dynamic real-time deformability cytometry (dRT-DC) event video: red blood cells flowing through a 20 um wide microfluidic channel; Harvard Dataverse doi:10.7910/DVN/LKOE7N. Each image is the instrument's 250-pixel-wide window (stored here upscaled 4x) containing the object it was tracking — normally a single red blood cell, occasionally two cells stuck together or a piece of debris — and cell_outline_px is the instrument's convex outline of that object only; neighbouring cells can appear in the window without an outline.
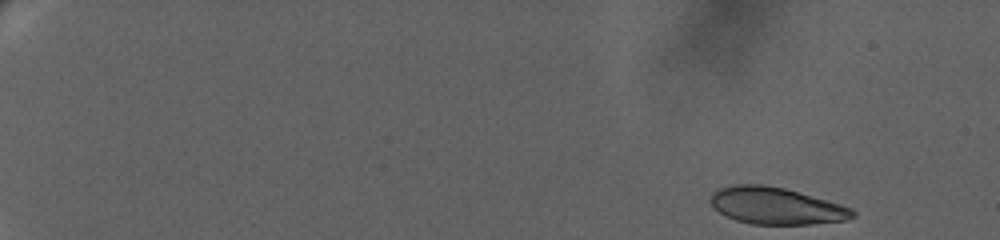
{"species": "human", "species_latin": "Homo sapiens", "temperature_condition": "warm", "stored_images_in_passage": 126, "camera_frame_rate_fps": 3000, "um_per_image_px": 0.085, "donor": {"sex": "female"}, "frame": {"image": 1, "passage_image": 1, "time_ms": 0.0, "image_size_px": [1000, 240], "cell_outline_px": [[856, 216], [844, 220], [812, 224], [752, 224], [736, 220], [720, 212], [712, 204], [712, 192], [720, 188], [736, 184], [764, 184], [784, 188], [840, 204], [852, 208], [856, 212]], "centroid_in_image_um": [65.99, 17.49], "position_along_channel_um": 19.0, "area_um2": 30.17}}
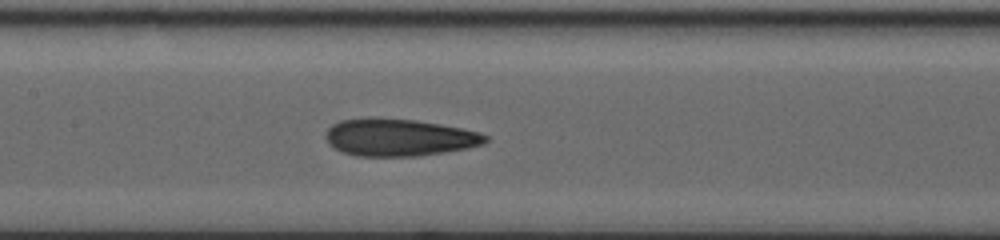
{"frame": {"image": 2, "passage_image": 65, "time_ms": 10.667, "image_size_px": [1000, 240], "cell_outline_px": [[488, 140], [484, 144], [468, 148], [444, 152], [416, 156], [356, 156], [344, 152], [328, 144], [324, 136], [328, 128], [332, 124], [340, 120], [368, 116], [416, 120], [440, 124], [480, 132], [488, 136]], "centroid_in_image_um": [33.89, 11.66], "position_along_channel_um": 173.5, "area_um2": 35.08}}
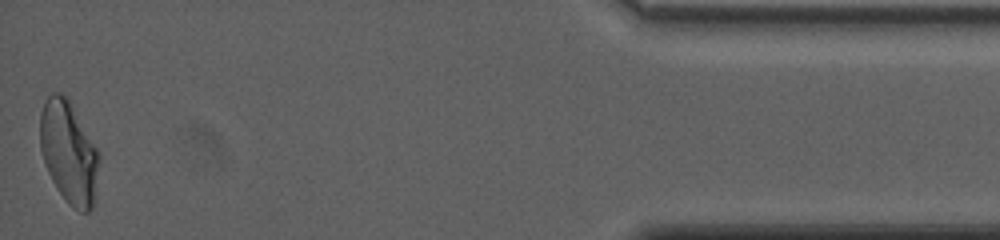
{"frame": {"image": 3, "passage_image": 125, "time_ms": 20.667, "image_size_px": [1000, 240], "cell_outline_px": [[100, 160], [96, 196], [92, 208], [88, 212], [80, 212], [72, 208], [68, 204], [52, 180], [44, 164], [40, 148], [40, 112], [48, 96], [52, 92], [60, 92], [68, 100], [96, 148], [100, 156]], "centroid_in_image_um": [5.85, 13.01], "position_along_channel_um": 429.3, "area_um2": 34.97}, "authors_computed_cell_mechanics": {"area_um2": 33.8708, "velocity_mm_per_s": 3.1902, "shape_relaxation_time_tau1_ms": null, "shape_relaxation_time_tau2_ms": 1.6475, "deformation_change_tau1": null, "deformation_change_tau2": 0.0965}}